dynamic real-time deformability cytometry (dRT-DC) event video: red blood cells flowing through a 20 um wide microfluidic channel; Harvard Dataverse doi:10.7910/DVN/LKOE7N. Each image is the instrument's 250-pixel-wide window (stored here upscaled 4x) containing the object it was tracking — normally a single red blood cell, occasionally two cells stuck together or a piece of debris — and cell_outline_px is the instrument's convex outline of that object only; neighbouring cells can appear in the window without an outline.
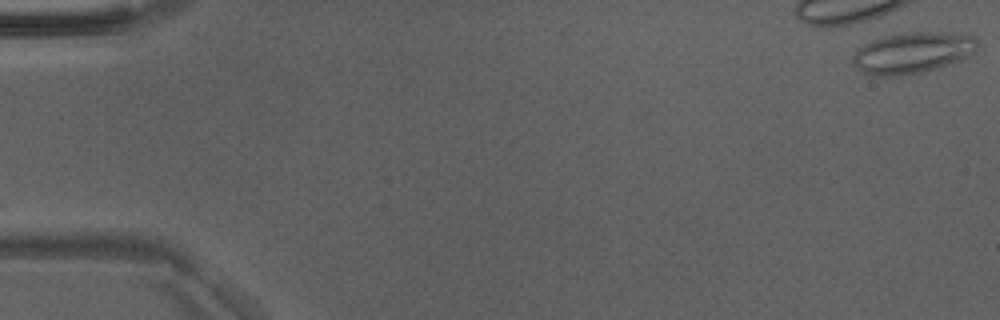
{"species": "Egyptian fruit bat (a non-hibernating species)", "species_latin": "Rousettus aegyptiacus", "temperature_condition": "room temperature", "stored_images_in_passage": 4, "camera_frame_rate_fps": 3000, "um_per_image_px": 0.085, "animal": {"sex": "male"}, "frame": {"image": 1, "passage_image": 1, "time_ms": 0.0, "image_size_px": [1000, 320], "cell_outline_px": [[976, 52], [960, 60], [920, 72], [896, 76], [876, 76], [864, 72], [852, 60], [852, 56], [864, 44], [872, 40], [884, 36], [912, 32], [936, 32], [972, 36], [976, 40]], "centroid_in_image_um": [77.55, 4.48], "position_along_channel_um": 7.4, "area_um2": 29.07}}